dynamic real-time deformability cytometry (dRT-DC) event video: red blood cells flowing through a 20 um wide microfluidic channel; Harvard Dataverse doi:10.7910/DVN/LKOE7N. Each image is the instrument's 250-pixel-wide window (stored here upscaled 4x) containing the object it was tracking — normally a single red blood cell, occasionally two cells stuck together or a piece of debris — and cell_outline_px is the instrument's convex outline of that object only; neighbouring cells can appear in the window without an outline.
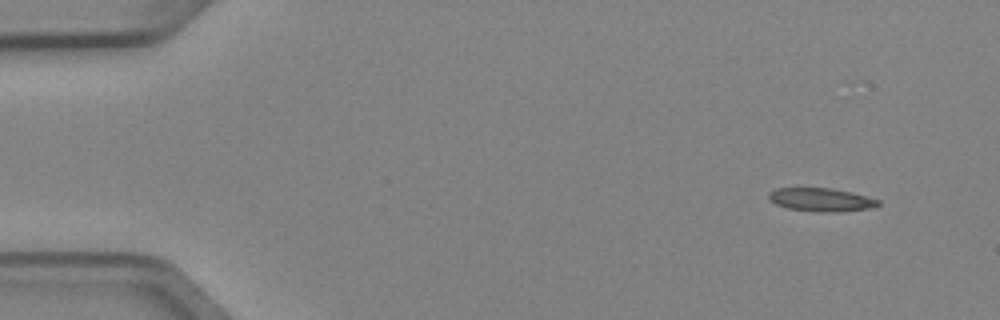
{"species": "Egyptian fruit bat (a non-hibernating species)", "species_latin": "Rousettus aegyptiacus", "temperature_condition": "cold", "stored_images_in_passage": 4, "camera_frame_rate_fps": 3000, "um_per_image_px": 0.085, "animal": {"sex": "female"}, "frame": {"image": 1, "passage_image": 1, "time_ms": 0.0, "image_size_px": [1000, 320], "cell_outline_px": [[880, 204], [876, 208], [836, 212], [816, 212], [788, 208], [776, 204], [768, 196], [768, 192], [776, 188], [832, 188], [852, 192], [880, 200]], "centroid_in_image_um": [69.85, 16.98], "position_along_channel_um": 15.2, "area_um2": 15.03}}
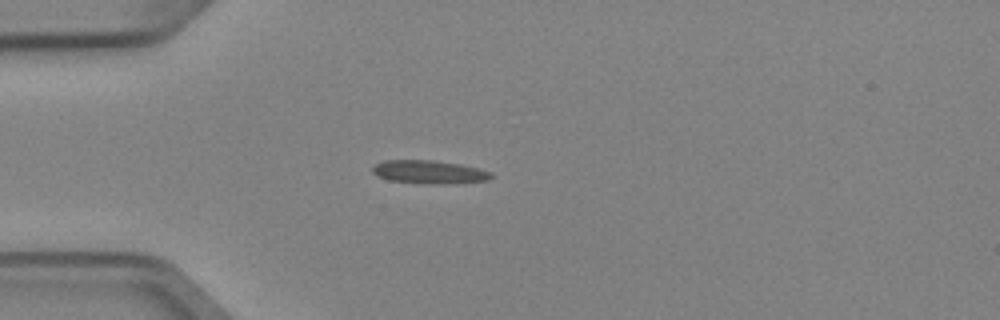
{"frame": {"image": 2, "passage_image": 4, "time_ms": 1.0, "image_size_px": [1000, 320], "cell_outline_px": [[492, 176], [488, 180], [440, 184], [428, 184], [388, 180], [376, 176], [372, 172], [372, 168], [376, 164], [384, 160], [432, 160], [460, 164], [492, 172]], "centroid_in_image_um": [36.43, 14.62], "position_along_channel_um": 48.6, "area_um2": 16.01}}